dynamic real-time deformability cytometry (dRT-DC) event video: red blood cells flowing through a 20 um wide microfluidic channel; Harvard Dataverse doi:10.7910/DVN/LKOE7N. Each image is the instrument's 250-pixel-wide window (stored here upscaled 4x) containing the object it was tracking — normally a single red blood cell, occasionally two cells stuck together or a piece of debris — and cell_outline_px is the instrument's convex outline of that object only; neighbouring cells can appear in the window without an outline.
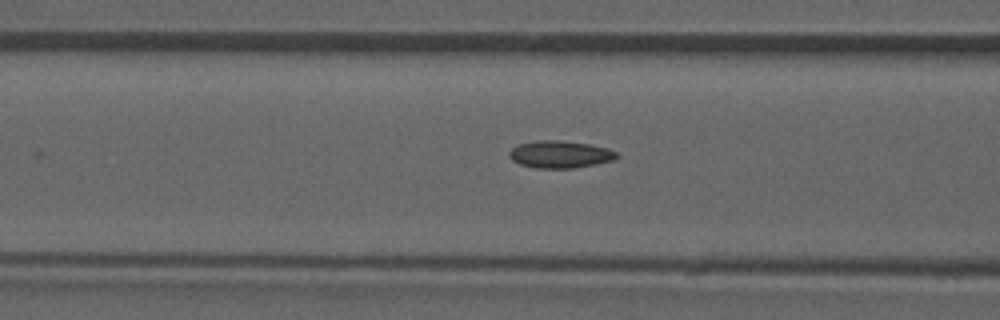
{"species": "common noctule bat (a hibernating species)", "species_latin": "Nyctalus noctula", "temperature_condition": "room temperature", "stored_images_in_passage": 25, "camera_frame_rate_fps": 3000, "um_per_image_px": 0.085, "animal": {"sex": "male", "forearm_length_mm": 52.5}, "frame": {"image": 1, "passage_image": 4, "time_ms": 1.0, "image_size_px": [1000, 320], "cell_outline_px": [[620, 156], [612, 160], [596, 164], [576, 168], [536, 168], [520, 164], [512, 160], [508, 156], [508, 152], [512, 148], [520, 144], [536, 140], [560, 140], [588, 144], [608, 148], [616, 152]], "centroid_in_image_um": [47.6, 13.12], "position_along_channel_um": 119.0, "area_um2": 17.11}}